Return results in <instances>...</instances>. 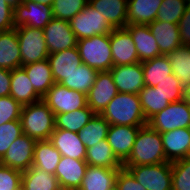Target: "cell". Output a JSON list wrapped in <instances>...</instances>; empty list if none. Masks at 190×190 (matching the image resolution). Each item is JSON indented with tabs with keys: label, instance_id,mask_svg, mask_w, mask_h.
<instances>
[{
	"label": "cell",
	"instance_id": "obj_42",
	"mask_svg": "<svg viewBox=\"0 0 190 190\" xmlns=\"http://www.w3.org/2000/svg\"><path fill=\"white\" fill-rule=\"evenodd\" d=\"M156 88L170 103L183 100L184 86L174 74H171L170 78H166L158 83Z\"/></svg>",
	"mask_w": 190,
	"mask_h": 190
},
{
	"label": "cell",
	"instance_id": "obj_39",
	"mask_svg": "<svg viewBox=\"0 0 190 190\" xmlns=\"http://www.w3.org/2000/svg\"><path fill=\"white\" fill-rule=\"evenodd\" d=\"M88 4V0H54L53 18L70 21Z\"/></svg>",
	"mask_w": 190,
	"mask_h": 190
},
{
	"label": "cell",
	"instance_id": "obj_52",
	"mask_svg": "<svg viewBox=\"0 0 190 190\" xmlns=\"http://www.w3.org/2000/svg\"><path fill=\"white\" fill-rule=\"evenodd\" d=\"M15 190H23L22 185L19 188L15 189Z\"/></svg>",
	"mask_w": 190,
	"mask_h": 190
},
{
	"label": "cell",
	"instance_id": "obj_8",
	"mask_svg": "<svg viewBox=\"0 0 190 190\" xmlns=\"http://www.w3.org/2000/svg\"><path fill=\"white\" fill-rule=\"evenodd\" d=\"M148 125L159 133L190 128V106L184 100L172 102L153 116Z\"/></svg>",
	"mask_w": 190,
	"mask_h": 190
},
{
	"label": "cell",
	"instance_id": "obj_1",
	"mask_svg": "<svg viewBox=\"0 0 190 190\" xmlns=\"http://www.w3.org/2000/svg\"><path fill=\"white\" fill-rule=\"evenodd\" d=\"M166 160L161 134L148 124L141 127L136 135L135 142L123 168L139 165H154Z\"/></svg>",
	"mask_w": 190,
	"mask_h": 190
},
{
	"label": "cell",
	"instance_id": "obj_48",
	"mask_svg": "<svg viewBox=\"0 0 190 190\" xmlns=\"http://www.w3.org/2000/svg\"><path fill=\"white\" fill-rule=\"evenodd\" d=\"M11 87V71L0 68V97L9 96Z\"/></svg>",
	"mask_w": 190,
	"mask_h": 190
},
{
	"label": "cell",
	"instance_id": "obj_33",
	"mask_svg": "<svg viewBox=\"0 0 190 190\" xmlns=\"http://www.w3.org/2000/svg\"><path fill=\"white\" fill-rule=\"evenodd\" d=\"M94 115L95 113L88 107V105L72 112L56 114L55 129H63L79 133Z\"/></svg>",
	"mask_w": 190,
	"mask_h": 190
},
{
	"label": "cell",
	"instance_id": "obj_27",
	"mask_svg": "<svg viewBox=\"0 0 190 190\" xmlns=\"http://www.w3.org/2000/svg\"><path fill=\"white\" fill-rule=\"evenodd\" d=\"M162 0H128L127 25H149L155 21Z\"/></svg>",
	"mask_w": 190,
	"mask_h": 190
},
{
	"label": "cell",
	"instance_id": "obj_19",
	"mask_svg": "<svg viewBox=\"0 0 190 190\" xmlns=\"http://www.w3.org/2000/svg\"><path fill=\"white\" fill-rule=\"evenodd\" d=\"M48 61L55 83H61L82 63L77 46L49 54Z\"/></svg>",
	"mask_w": 190,
	"mask_h": 190
},
{
	"label": "cell",
	"instance_id": "obj_16",
	"mask_svg": "<svg viewBox=\"0 0 190 190\" xmlns=\"http://www.w3.org/2000/svg\"><path fill=\"white\" fill-rule=\"evenodd\" d=\"M143 126L110 125L107 142L114 155L123 164L131 154L136 135Z\"/></svg>",
	"mask_w": 190,
	"mask_h": 190
},
{
	"label": "cell",
	"instance_id": "obj_30",
	"mask_svg": "<svg viewBox=\"0 0 190 190\" xmlns=\"http://www.w3.org/2000/svg\"><path fill=\"white\" fill-rule=\"evenodd\" d=\"M22 187L23 190H62L54 174L33 166L22 172Z\"/></svg>",
	"mask_w": 190,
	"mask_h": 190
},
{
	"label": "cell",
	"instance_id": "obj_43",
	"mask_svg": "<svg viewBox=\"0 0 190 190\" xmlns=\"http://www.w3.org/2000/svg\"><path fill=\"white\" fill-rule=\"evenodd\" d=\"M22 105L13 97H0V126L12 120H20Z\"/></svg>",
	"mask_w": 190,
	"mask_h": 190
},
{
	"label": "cell",
	"instance_id": "obj_37",
	"mask_svg": "<svg viewBox=\"0 0 190 190\" xmlns=\"http://www.w3.org/2000/svg\"><path fill=\"white\" fill-rule=\"evenodd\" d=\"M172 74L183 86L190 84V46H181L167 55Z\"/></svg>",
	"mask_w": 190,
	"mask_h": 190
},
{
	"label": "cell",
	"instance_id": "obj_50",
	"mask_svg": "<svg viewBox=\"0 0 190 190\" xmlns=\"http://www.w3.org/2000/svg\"><path fill=\"white\" fill-rule=\"evenodd\" d=\"M21 1H32V2H35V3L46 4V5H49V6H52L53 2H54V0H21Z\"/></svg>",
	"mask_w": 190,
	"mask_h": 190
},
{
	"label": "cell",
	"instance_id": "obj_7",
	"mask_svg": "<svg viewBox=\"0 0 190 190\" xmlns=\"http://www.w3.org/2000/svg\"><path fill=\"white\" fill-rule=\"evenodd\" d=\"M69 23L78 40L95 35L110 34L114 30L109 22L89 3Z\"/></svg>",
	"mask_w": 190,
	"mask_h": 190
},
{
	"label": "cell",
	"instance_id": "obj_11",
	"mask_svg": "<svg viewBox=\"0 0 190 190\" xmlns=\"http://www.w3.org/2000/svg\"><path fill=\"white\" fill-rule=\"evenodd\" d=\"M36 140L22 134L8 148L0 159V164L24 172L33 163L34 147Z\"/></svg>",
	"mask_w": 190,
	"mask_h": 190
},
{
	"label": "cell",
	"instance_id": "obj_41",
	"mask_svg": "<svg viewBox=\"0 0 190 190\" xmlns=\"http://www.w3.org/2000/svg\"><path fill=\"white\" fill-rule=\"evenodd\" d=\"M23 134L20 120H12L0 126V159L10 145Z\"/></svg>",
	"mask_w": 190,
	"mask_h": 190
},
{
	"label": "cell",
	"instance_id": "obj_44",
	"mask_svg": "<svg viewBox=\"0 0 190 190\" xmlns=\"http://www.w3.org/2000/svg\"><path fill=\"white\" fill-rule=\"evenodd\" d=\"M22 185V172L0 164V190H15Z\"/></svg>",
	"mask_w": 190,
	"mask_h": 190
},
{
	"label": "cell",
	"instance_id": "obj_15",
	"mask_svg": "<svg viewBox=\"0 0 190 190\" xmlns=\"http://www.w3.org/2000/svg\"><path fill=\"white\" fill-rule=\"evenodd\" d=\"M109 72L119 93L138 94L145 87L142 62L113 66Z\"/></svg>",
	"mask_w": 190,
	"mask_h": 190
},
{
	"label": "cell",
	"instance_id": "obj_46",
	"mask_svg": "<svg viewBox=\"0 0 190 190\" xmlns=\"http://www.w3.org/2000/svg\"><path fill=\"white\" fill-rule=\"evenodd\" d=\"M15 28L13 23V7L0 0V32Z\"/></svg>",
	"mask_w": 190,
	"mask_h": 190
},
{
	"label": "cell",
	"instance_id": "obj_53",
	"mask_svg": "<svg viewBox=\"0 0 190 190\" xmlns=\"http://www.w3.org/2000/svg\"><path fill=\"white\" fill-rule=\"evenodd\" d=\"M187 4H190V0H185Z\"/></svg>",
	"mask_w": 190,
	"mask_h": 190
},
{
	"label": "cell",
	"instance_id": "obj_35",
	"mask_svg": "<svg viewBox=\"0 0 190 190\" xmlns=\"http://www.w3.org/2000/svg\"><path fill=\"white\" fill-rule=\"evenodd\" d=\"M98 71L86 64H81L60 84L69 89L87 94L95 82Z\"/></svg>",
	"mask_w": 190,
	"mask_h": 190
},
{
	"label": "cell",
	"instance_id": "obj_6",
	"mask_svg": "<svg viewBox=\"0 0 190 190\" xmlns=\"http://www.w3.org/2000/svg\"><path fill=\"white\" fill-rule=\"evenodd\" d=\"M21 52V66L48 58L49 52L43 29L20 26L16 28Z\"/></svg>",
	"mask_w": 190,
	"mask_h": 190
},
{
	"label": "cell",
	"instance_id": "obj_31",
	"mask_svg": "<svg viewBox=\"0 0 190 190\" xmlns=\"http://www.w3.org/2000/svg\"><path fill=\"white\" fill-rule=\"evenodd\" d=\"M60 159L61 154L49 140L36 142L32 163L33 167L44 169L47 173L55 175V170Z\"/></svg>",
	"mask_w": 190,
	"mask_h": 190
},
{
	"label": "cell",
	"instance_id": "obj_38",
	"mask_svg": "<svg viewBox=\"0 0 190 190\" xmlns=\"http://www.w3.org/2000/svg\"><path fill=\"white\" fill-rule=\"evenodd\" d=\"M186 6L185 0H162L155 20L178 24Z\"/></svg>",
	"mask_w": 190,
	"mask_h": 190
},
{
	"label": "cell",
	"instance_id": "obj_23",
	"mask_svg": "<svg viewBox=\"0 0 190 190\" xmlns=\"http://www.w3.org/2000/svg\"><path fill=\"white\" fill-rule=\"evenodd\" d=\"M119 170L88 165L78 190H116Z\"/></svg>",
	"mask_w": 190,
	"mask_h": 190
},
{
	"label": "cell",
	"instance_id": "obj_36",
	"mask_svg": "<svg viewBox=\"0 0 190 190\" xmlns=\"http://www.w3.org/2000/svg\"><path fill=\"white\" fill-rule=\"evenodd\" d=\"M109 127L110 124L101 114H95L78 134L82 143L88 148L106 139Z\"/></svg>",
	"mask_w": 190,
	"mask_h": 190
},
{
	"label": "cell",
	"instance_id": "obj_24",
	"mask_svg": "<svg viewBox=\"0 0 190 190\" xmlns=\"http://www.w3.org/2000/svg\"><path fill=\"white\" fill-rule=\"evenodd\" d=\"M113 28L127 25L128 0H88Z\"/></svg>",
	"mask_w": 190,
	"mask_h": 190
},
{
	"label": "cell",
	"instance_id": "obj_26",
	"mask_svg": "<svg viewBox=\"0 0 190 190\" xmlns=\"http://www.w3.org/2000/svg\"><path fill=\"white\" fill-rule=\"evenodd\" d=\"M21 67V52L16 28L0 32V68Z\"/></svg>",
	"mask_w": 190,
	"mask_h": 190
},
{
	"label": "cell",
	"instance_id": "obj_3",
	"mask_svg": "<svg viewBox=\"0 0 190 190\" xmlns=\"http://www.w3.org/2000/svg\"><path fill=\"white\" fill-rule=\"evenodd\" d=\"M20 121L23 134L36 141L49 140L55 130V114L43 100L24 105Z\"/></svg>",
	"mask_w": 190,
	"mask_h": 190
},
{
	"label": "cell",
	"instance_id": "obj_5",
	"mask_svg": "<svg viewBox=\"0 0 190 190\" xmlns=\"http://www.w3.org/2000/svg\"><path fill=\"white\" fill-rule=\"evenodd\" d=\"M124 169L146 190H172V162L129 166Z\"/></svg>",
	"mask_w": 190,
	"mask_h": 190
},
{
	"label": "cell",
	"instance_id": "obj_22",
	"mask_svg": "<svg viewBox=\"0 0 190 190\" xmlns=\"http://www.w3.org/2000/svg\"><path fill=\"white\" fill-rule=\"evenodd\" d=\"M148 26L162 55H168L182 46L178 24L155 20Z\"/></svg>",
	"mask_w": 190,
	"mask_h": 190
},
{
	"label": "cell",
	"instance_id": "obj_2",
	"mask_svg": "<svg viewBox=\"0 0 190 190\" xmlns=\"http://www.w3.org/2000/svg\"><path fill=\"white\" fill-rule=\"evenodd\" d=\"M101 115L110 125L145 126L148 124L138 94L118 93Z\"/></svg>",
	"mask_w": 190,
	"mask_h": 190
},
{
	"label": "cell",
	"instance_id": "obj_51",
	"mask_svg": "<svg viewBox=\"0 0 190 190\" xmlns=\"http://www.w3.org/2000/svg\"><path fill=\"white\" fill-rule=\"evenodd\" d=\"M4 1L14 8L21 0H4Z\"/></svg>",
	"mask_w": 190,
	"mask_h": 190
},
{
	"label": "cell",
	"instance_id": "obj_20",
	"mask_svg": "<svg viewBox=\"0 0 190 190\" xmlns=\"http://www.w3.org/2000/svg\"><path fill=\"white\" fill-rule=\"evenodd\" d=\"M49 141L59 151L61 156L85 160L87 148L80 140L78 133L55 129L50 135Z\"/></svg>",
	"mask_w": 190,
	"mask_h": 190
},
{
	"label": "cell",
	"instance_id": "obj_32",
	"mask_svg": "<svg viewBox=\"0 0 190 190\" xmlns=\"http://www.w3.org/2000/svg\"><path fill=\"white\" fill-rule=\"evenodd\" d=\"M145 86L156 87L158 83L166 78H170L172 68L169 57L161 55L151 60L142 62Z\"/></svg>",
	"mask_w": 190,
	"mask_h": 190
},
{
	"label": "cell",
	"instance_id": "obj_34",
	"mask_svg": "<svg viewBox=\"0 0 190 190\" xmlns=\"http://www.w3.org/2000/svg\"><path fill=\"white\" fill-rule=\"evenodd\" d=\"M138 95L147 122L170 104L156 87L145 86Z\"/></svg>",
	"mask_w": 190,
	"mask_h": 190
},
{
	"label": "cell",
	"instance_id": "obj_18",
	"mask_svg": "<svg viewBox=\"0 0 190 190\" xmlns=\"http://www.w3.org/2000/svg\"><path fill=\"white\" fill-rule=\"evenodd\" d=\"M166 160L174 162L189 157L190 128H178L160 133Z\"/></svg>",
	"mask_w": 190,
	"mask_h": 190
},
{
	"label": "cell",
	"instance_id": "obj_12",
	"mask_svg": "<svg viewBox=\"0 0 190 190\" xmlns=\"http://www.w3.org/2000/svg\"><path fill=\"white\" fill-rule=\"evenodd\" d=\"M49 54L77 46L78 39L67 20L53 18L43 29Z\"/></svg>",
	"mask_w": 190,
	"mask_h": 190
},
{
	"label": "cell",
	"instance_id": "obj_4",
	"mask_svg": "<svg viewBox=\"0 0 190 190\" xmlns=\"http://www.w3.org/2000/svg\"><path fill=\"white\" fill-rule=\"evenodd\" d=\"M77 48L82 63L98 72L109 71L113 67L110 34L80 39Z\"/></svg>",
	"mask_w": 190,
	"mask_h": 190
},
{
	"label": "cell",
	"instance_id": "obj_47",
	"mask_svg": "<svg viewBox=\"0 0 190 190\" xmlns=\"http://www.w3.org/2000/svg\"><path fill=\"white\" fill-rule=\"evenodd\" d=\"M180 40L182 46H190V4H187L179 23Z\"/></svg>",
	"mask_w": 190,
	"mask_h": 190
},
{
	"label": "cell",
	"instance_id": "obj_40",
	"mask_svg": "<svg viewBox=\"0 0 190 190\" xmlns=\"http://www.w3.org/2000/svg\"><path fill=\"white\" fill-rule=\"evenodd\" d=\"M172 190H190V157L172 162Z\"/></svg>",
	"mask_w": 190,
	"mask_h": 190
},
{
	"label": "cell",
	"instance_id": "obj_28",
	"mask_svg": "<svg viewBox=\"0 0 190 190\" xmlns=\"http://www.w3.org/2000/svg\"><path fill=\"white\" fill-rule=\"evenodd\" d=\"M30 79L34 90L43 97L55 84L48 59L21 66Z\"/></svg>",
	"mask_w": 190,
	"mask_h": 190
},
{
	"label": "cell",
	"instance_id": "obj_49",
	"mask_svg": "<svg viewBox=\"0 0 190 190\" xmlns=\"http://www.w3.org/2000/svg\"><path fill=\"white\" fill-rule=\"evenodd\" d=\"M183 100L190 106V84L184 86Z\"/></svg>",
	"mask_w": 190,
	"mask_h": 190
},
{
	"label": "cell",
	"instance_id": "obj_17",
	"mask_svg": "<svg viewBox=\"0 0 190 190\" xmlns=\"http://www.w3.org/2000/svg\"><path fill=\"white\" fill-rule=\"evenodd\" d=\"M88 164L85 160L61 156L55 176L62 190H78L84 178Z\"/></svg>",
	"mask_w": 190,
	"mask_h": 190
},
{
	"label": "cell",
	"instance_id": "obj_14",
	"mask_svg": "<svg viewBox=\"0 0 190 190\" xmlns=\"http://www.w3.org/2000/svg\"><path fill=\"white\" fill-rule=\"evenodd\" d=\"M110 47L113 66L140 62L132 36L126 28H114L110 33Z\"/></svg>",
	"mask_w": 190,
	"mask_h": 190
},
{
	"label": "cell",
	"instance_id": "obj_10",
	"mask_svg": "<svg viewBox=\"0 0 190 190\" xmlns=\"http://www.w3.org/2000/svg\"><path fill=\"white\" fill-rule=\"evenodd\" d=\"M52 19V6L46 4L32 1H20L13 8V23L15 28L28 26L44 29Z\"/></svg>",
	"mask_w": 190,
	"mask_h": 190
},
{
	"label": "cell",
	"instance_id": "obj_21",
	"mask_svg": "<svg viewBox=\"0 0 190 190\" xmlns=\"http://www.w3.org/2000/svg\"><path fill=\"white\" fill-rule=\"evenodd\" d=\"M125 28L132 36L140 62H145L162 55L159 45L148 25L131 24L126 25Z\"/></svg>",
	"mask_w": 190,
	"mask_h": 190
},
{
	"label": "cell",
	"instance_id": "obj_29",
	"mask_svg": "<svg viewBox=\"0 0 190 190\" xmlns=\"http://www.w3.org/2000/svg\"><path fill=\"white\" fill-rule=\"evenodd\" d=\"M85 161L90 166L122 169L123 164L114 155L107 139L87 148Z\"/></svg>",
	"mask_w": 190,
	"mask_h": 190
},
{
	"label": "cell",
	"instance_id": "obj_13",
	"mask_svg": "<svg viewBox=\"0 0 190 190\" xmlns=\"http://www.w3.org/2000/svg\"><path fill=\"white\" fill-rule=\"evenodd\" d=\"M118 93L111 73L109 71L98 72L93 86L86 94L87 105L95 114H101Z\"/></svg>",
	"mask_w": 190,
	"mask_h": 190
},
{
	"label": "cell",
	"instance_id": "obj_9",
	"mask_svg": "<svg viewBox=\"0 0 190 190\" xmlns=\"http://www.w3.org/2000/svg\"><path fill=\"white\" fill-rule=\"evenodd\" d=\"M42 100L55 115L72 112L87 106L86 94L69 89L59 83H55L42 97Z\"/></svg>",
	"mask_w": 190,
	"mask_h": 190
},
{
	"label": "cell",
	"instance_id": "obj_45",
	"mask_svg": "<svg viewBox=\"0 0 190 190\" xmlns=\"http://www.w3.org/2000/svg\"><path fill=\"white\" fill-rule=\"evenodd\" d=\"M116 190H146L134 177L124 168L118 171L116 179Z\"/></svg>",
	"mask_w": 190,
	"mask_h": 190
},
{
	"label": "cell",
	"instance_id": "obj_25",
	"mask_svg": "<svg viewBox=\"0 0 190 190\" xmlns=\"http://www.w3.org/2000/svg\"><path fill=\"white\" fill-rule=\"evenodd\" d=\"M10 96L22 106L42 100L22 67L11 70Z\"/></svg>",
	"mask_w": 190,
	"mask_h": 190
}]
</instances>
